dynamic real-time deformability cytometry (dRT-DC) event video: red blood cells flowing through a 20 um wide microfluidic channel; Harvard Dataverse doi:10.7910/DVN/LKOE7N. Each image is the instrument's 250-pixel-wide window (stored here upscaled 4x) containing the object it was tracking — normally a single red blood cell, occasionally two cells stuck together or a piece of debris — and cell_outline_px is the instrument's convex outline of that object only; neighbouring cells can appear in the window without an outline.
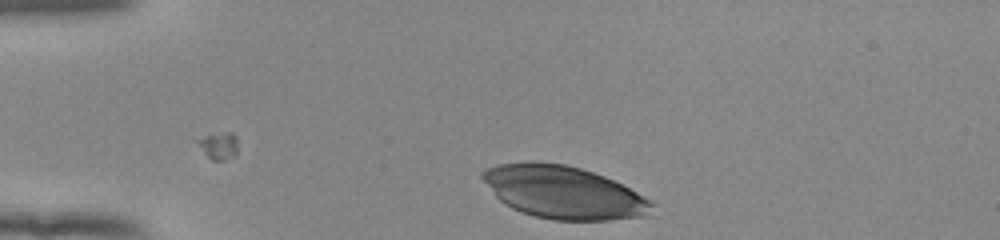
{"species": "human", "species_latin": "Homo sapiens", "temperature_condition": "room temperature", "stored_images_in_passage": 6, "camera_frame_rate_fps": 3000, "um_per_image_px": 0.085, "donor": {"sex": "female"}, "frame": {"image": 1, "passage_image": 6, "time_ms": 1.667, "image_size_px": [1000, 240], "cell_outline_px": [[652, 204], [644, 216], [608, 220], [552, 220], [520, 212], [504, 204], [496, 196], [480, 176], [480, 172], [496, 164], [528, 160], [532, 160], [564, 164], [580, 168], [604, 176], [652, 200]], "centroid_in_image_um": [47.82, 16.32], "position_along_channel_um": 37.2, "area_um2": 51.73}}